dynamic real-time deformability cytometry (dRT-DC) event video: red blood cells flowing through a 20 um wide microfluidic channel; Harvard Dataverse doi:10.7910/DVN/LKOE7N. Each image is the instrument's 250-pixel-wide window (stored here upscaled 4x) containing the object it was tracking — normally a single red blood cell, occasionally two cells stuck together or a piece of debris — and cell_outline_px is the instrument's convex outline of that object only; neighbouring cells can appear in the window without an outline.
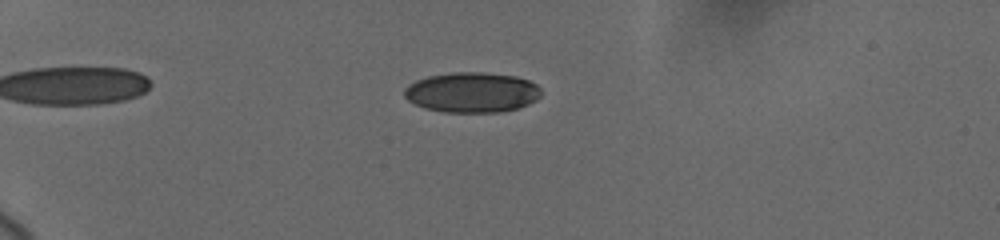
{"species": "human", "species_latin": "Homo sapiens", "temperature_condition": "cold", "stored_images_in_passage": 10, "camera_frame_rate_fps": 3000, "um_per_image_px": 0.085, "donor": {"sex": "female"}, "frame": {"image": 1, "passage_image": 7, "time_ms": 5.667, "image_size_px": [1000, 240], "cell_outline_px": [[540, 96], [536, 100], [528, 104], [516, 108], [500, 112], [444, 112], [424, 108], [408, 100], [404, 96], [404, 88], [408, 84], [416, 80], [428, 76], [452, 72], [484, 72], [516, 76], [528, 80], [536, 84], [540, 88]], "centroid_in_image_um": [40.1, 7.84], "position_along_channel_um": 44.9, "area_um2": 32.14}}
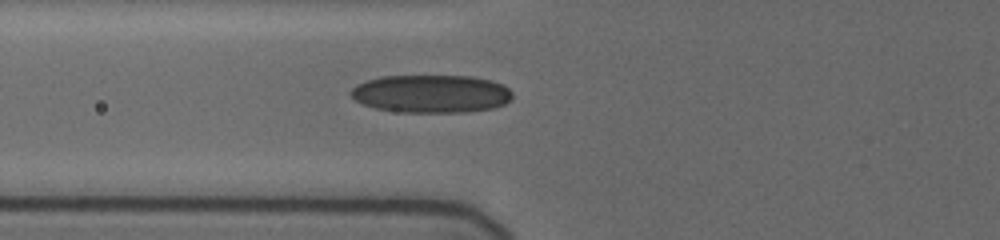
{"frame": {"image": 2, "passage_image": 10, "time_ms": 8.333, "image_size_px": [1000, 240], "cell_outline_px": [[512, 96], [504, 104], [492, 108], [464, 112], [404, 112], [376, 108], [360, 104], [348, 92], [356, 84], [380, 76], [472, 76], [492, 80], [504, 84], [512, 92]], "centroid_in_image_um": [36.64, 7.96], "position_along_channel_um": 89.2, "area_um2": 35.84}}